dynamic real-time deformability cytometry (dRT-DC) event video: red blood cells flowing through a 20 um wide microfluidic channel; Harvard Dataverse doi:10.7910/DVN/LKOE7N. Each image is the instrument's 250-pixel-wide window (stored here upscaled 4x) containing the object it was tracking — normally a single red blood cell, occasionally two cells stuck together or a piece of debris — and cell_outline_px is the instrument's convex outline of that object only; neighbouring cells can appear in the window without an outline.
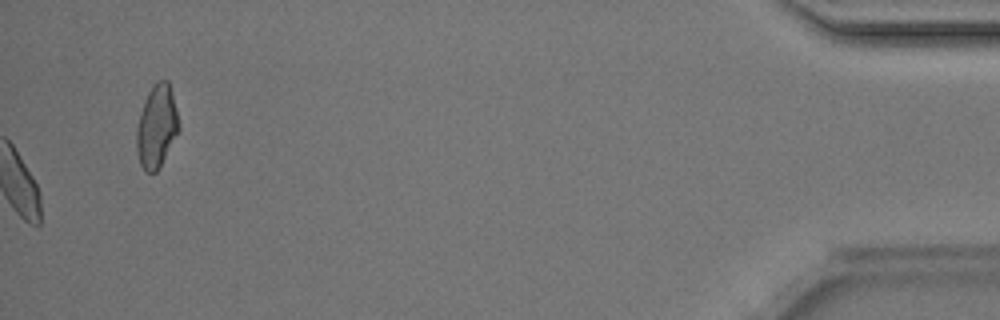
{"species": "Egyptian fruit bat (a non-hibernating species)", "species_latin": "Rousettus aegyptiacus", "temperature_condition": "room temperature", "stored_images_in_passage": 44, "camera_frame_rate_fps": 3000, "um_per_image_px": 0.085, "animal": {"sex": "male"}, "frame": {"image": 1, "passage_image": 44, "time_ms": 14.333, "image_size_px": [1000, 320], "cell_outline_px": [[180, 128], [156, 172], [144, 172], [140, 164], [136, 148], [136, 128], [140, 112], [144, 100], [148, 92], [160, 80], [168, 80], [172, 92]], "centroid_in_image_um": [13.29, 10.75], "position_along_channel_um": 421.9, "area_um2": 20.06}, "authors_computed_cell_mechanics": {"area_um2": 18.2648, "velocity_mm_per_s": 4.1641, "shape_relaxation_time_tau1_ms": 5.8885, "shape_relaxation_time_tau2_ms": null, "deformation_change_tau1": 0.1168, "deformation_change_tau2": null}}